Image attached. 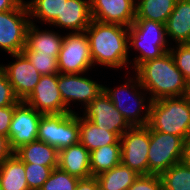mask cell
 <instances>
[{
    "label": "cell",
    "mask_w": 190,
    "mask_h": 190,
    "mask_svg": "<svg viewBox=\"0 0 190 190\" xmlns=\"http://www.w3.org/2000/svg\"><path fill=\"white\" fill-rule=\"evenodd\" d=\"M128 27L103 23L92 19L85 30L90 44L93 66L101 65L122 69L130 65L128 46Z\"/></svg>",
    "instance_id": "cell-1"
},
{
    "label": "cell",
    "mask_w": 190,
    "mask_h": 190,
    "mask_svg": "<svg viewBox=\"0 0 190 190\" xmlns=\"http://www.w3.org/2000/svg\"><path fill=\"white\" fill-rule=\"evenodd\" d=\"M86 73H58V88L61 93L62 100L67 110L75 112L71 109V102L81 104L85 109L94 99H96L104 90V85L92 80L91 77L85 76ZM84 74V75H83ZM91 78V79H90Z\"/></svg>",
    "instance_id": "cell-11"
},
{
    "label": "cell",
    "mask_w": 190,
    "mask_h": 190,
    "mask_svg": "<svg viewBox=\"0 0 190 190\" xmlns=\"http://www.w3.org/2000/svg\"><path fill=\"white\" fill-rule=\"evenodd\" d=\"M25 3L30 23L35 24V21L40 20L38 23L42 21L43 24L50 25L55 19H62V0H30Z\"/></svg>",
    "instance_id": "cell-27"
},
{
    "label": "cell",
    "mask_w": 190,
    "mask_h": 190,
    "mask_svg": "<svg viewBox=\"0 0 190 190\" xmlns=\"http://www.w3.org/2000/svg\"><path fill=\"white\" fill-rule=\"evenodd\" d=\"M23 163H35L50 168L58 167L59 151L43 141H33L14 152Z\"/></svg>",
    "instance_id": "cell-21"
},
{
    "label": "cell",
    "mask_w": 190,
    "mask_h": 190,
    "mask_svg": "<svg viewBox=\"0 0 190 190\" xmlns=\"http://www.w3.org/2000/svg\"><path fill=\"white\" fill-rule=\"evenodd\" d=\"M14 62L0 67L5 71L16 97L24 101L38 84L41 74L23 53L10 55Z\"/></svg>",
    "instance_id": "cell-15"
},
{
    "label": "cell",
    "mask_w": 190,
    "mask_h": 190,
    "mask_svg": "<svg viewBox=\"0 0 190 190\" xmlns=\"http://www.w3.org/2000/svg\"><path fill=\"white\" fill-rule=\"evenodd\" d=\"M127 190H163L158 174L139 175Z\"/></svg>",
    "instance_id": "cell-34"
},
{
    "label": "cell",
    "mask_w": 190,
    "mask_h": 190,
    "mask_svg": "<svg viewBox=\"0 0 190 190\" xmlns=\"http://www.w3.org/2000/svg\"><path fill=\"white\" fill-rule=\"evenodd\" d=\"M188 97L190 98V84H189Z\"/></svg>",
    "instance_id": "cell-40"
},
{
    "label": "cell",
    "mask_w": 190,
    "mask_h": 190,
    "mask_svg": "<svg viewBox=\"0 0 190 190\" xmlns=\"http://www.w3.org/2000/svg\"><path fill=\"white\" fill-rule=\"evenodd\" d=\"M33 64L41 75L58 74V57L52 55L38 54L36 52H22Z\"/></svg>",
    "instance_id": "cell-31"
},
{
    "label": "cell",
    "mask_w": 190,
    "mask_h": 190,
    "mask_svg": "<svg viewBox=\"0 0 190 190\" xmlns=\"http://www.w3.org/2000/svg\"><path fill=\"white\" fill-rule=\"evenodd\" d=\"M36 23H30L26 33V46L22 52H36L38 54L58 57L64 36L60 32L49 29L40 30Z\"/></svg>",
    "instance_id": "cell-18"
},
{
    "label": "cell",
    "mask_w": 190,
    "mask_h": 190,
    "mask_svg": "<svg viewBox=\"0 0 190 190\" xmlns=\"http://www.w3.org/2000/svg\"><path fill=\"white\" fill-rule=\"evenodd\" d=\"M131 76H129L130 78L128 77V79H126L127 81L124 82V84L122 83L121 86L119 85L111 89L105 85L104 91L109 96L116 109L120 111L132 127L147 126L152 100L146 97L147 95L145 94L148 92L142 87L138 76L136 74L135 76L134 74ZM127 96H130L128 97L129 100ZM127 101H129V104ZM130 101L134 102L130 103Z\"/></svg>",
    "instance_id": "cell-5"
},
{
    "label": "cell",
    "mask_w": 190,
    "mask_h": 190,
    "mask_svg": "<svg viewBox=\"0 0 190 190\" xmlns=\"http://www.w3.org/2000/svg\"><path fill=\"white\" fill-rule=\"evenodd\" d=\"M121 164L138 175H149L148 149L150 129L147 126H134L120 137Z\"/></svg>",
    "instance_id": "cell-9"
},
{
    "label": "cell",
    "mask_w": 190,
    "mask_h": 190,
    "mask_svg": "<svg viewBox=\"0 0 190 190\" xmlns=\"http://www.w3.org/2000/svg\"><path fill=\"white\" fill-rule=\"evenodd\" d=\"M185 140L181 136L150 129L148 149L149 174L160 175L182 162Z\"/></svg>",
    "instance_id": "cell-7"
},
{
    "label": "cell",
    "mask_w": 190,
    "mask_h": 190,
    "mask_svg": "<svg viewBox=\"0 0 190 190\" xmlns=\"http://www.w3.org/2000/svg\"><path fill=\"white\" fill-rule=\"evenodd\" d=\"M147 127L162 133L190 138V98L164 97L151 102Z\"/></svg>",
    "instance_id": "cell-4"
},
{
    "label": "cell",
    "mask_w": 190,
    "mask_h": 190,
    "mask_svg": "<svg viewBox=\"0 0 190 190\" xmlns=\"http://www.w3.org/2000/svg\"><path fill=\"white\" fill-rule=\"evenodd\" d=\"M19 101L5 71L0 67V107L15 106Z\"/></svg>",
    "instance_id": "cell-33"
},
{
    "label": "cell",
    "mask_w": 190,
    "mask_h": 190,
    "mask_svg": "<svg viewBox=\"0 0 190 190\" xmlns=\"http://www.w3.org/2000/svg\"><path fill=\"white\" fill-rule=\"evenodd\" d=\"M1 190H29L25 176V163L14 153L0 163Z\"/></svg>",
    "instance_id": "cell-22"
},
{
    "label": "cell",
    "mask_w": 190,
    "mask_h": 190,
    "mask_svg": "<svg viewBox=\"0 0 190 190\" xmlns=\"http://www.w3.org/2000/svg\"><path fill=\"white\" fill-rule=\"evenodd\" d=\"M177 0H136L135 19L165 24Z\"/></svg>",
    "instance_id": "cell-25"
},
{
    "label": "cell",
    "mask_w": 190,
    "mask_h": 190,
    "mask_svg": "<svg viewBox=\"0 0 190 190\" xmlns=\"http://www.w3.org/2000/svg\"><path fill=\"white\" fill-rule=\"evenodd\" d=\"M166 35L175 44L190 43V0H177L165 23Z\"/></svg>",
    "instance_id": "cell-20"
},
{
    "label": "cell",
    "mask_w": 190,
    "mask_h": 190,
    "mask_svg": "<svg viewBox=\"0 0 190 190\" xmlns=\"http://www.w3.org/2000/svg\"><path fill=\"white\" fill-rule=\"evenodd\" d=\"M13 154L14 151L11 149L9 138L0 135V163Z\"/></svg>",
    "instance_id": "cell-37"
},
{
    "label": "cell",
    "mask_w": 190,
    "mask_h": 190,
    "mask_svg": "<svg viewBox=\"0 0 190 190\" xmlns=\"http://www.w3.org/2000/svg\"><path fill=\"white\" fill-rule=\"evenodd\" d=\"M57 61L61 74L85 73L95 68L86 33H67L66 36L64 35Z\"/></svg>",
    "instance_id": "cell-10"
},
{
    "label": "cell",
    "mask_w": 190,
    "mask_h": 190,
    "mask_svg": "<svg viewBox=\"0 0 190 190\" xmlns=\"http://www.w3.org/2000/svg\"><path fill=\"white\" fill-rule=\"evenodd\" d=\"M91 21L90 0H62V19H55L50 25L80 33L85 32Z\"/></svg>",
    "instance_id": "cell-17"
},
{
    "label": "cell",
    "mask_w": 190,
    "mask_h": 190,
    "mask_svg": "<svg viewBox=\"0 0 190 190\" xmlns=\"http://www.w3.org/2000/svg\"><path fill=\"white\" fill-rule=\"evenodd\" d=\"M138 176L129 167L119 164L97 175L96 178L99 183V190H127Z\"/></svg>",
    "instance_id": "cell-26"
},
{
    "label": "cell",
    "mask_w": 190,
    "mask_h": 190,
    "mask_svg": "<svg viewBox=\"0 0 190 190\" xmlns=\"http://www.w3.org/2000/svg\"><path fill=\"white\" fill-rule=\"evenodd\" d=\"M58 167L79 179L92 176L90 170V152L80 142L61 149L58 155Z\"/></svg>",
    "instance_id": "cell-19"
},
{
    "label": "cell",
    "mask_w": 190,
    "mask_h": 190,
    "mask_svg": "<svg viewBox=\"0 0 190 190\" xmlns=\"http://www.w3.org/2000/svg\"><path fill=\"white\" fill-rule=\"evenodd\" d=\"M53 169L35 163H25V176L29 190H40Z\"/></svg>",
    "instance_id": "cell-30"
},
{
    "label": "cell",
    "mask_w": 190,
    "mask_h": 190,
    "mask_svg": "<svg viewBox=\"0 0 190 190\" xmlns=\"http://www.w3.org/2000/svg\"><path fill=\"white\" fill-rule=\"evenodd\" d=\"M78 112L43 114L40 118L37 138L58 151L79 143Z\"/></svg>",
    "instance_id": "cell-6"
},
{
    "label": "cell",
    "mask_w": 190,
    "mask_h": 190,
    "mask_svg": "<svg viewBox=\"0 0 190 190\" xmlns=\"http://www.w3.org/2000/svg\"><path fill=\"white\" fill-rule=\"evenodd\" d=\"M170 54L173 57L177 69L190 84V43L173 44L170 46Z\"/></svg>",
    "instance_id": "cell-32"
},
{
    "label": "cell",
    "mask_w": 190,
    "mask_h": 190,
    "mask_svg": "<svg viewBox=\"0 0 190 190\" xmlns=\"http://www.w3.org/2000/svg\"><path fill=\"white\" fill-rule=\"evenodd\" d=\"M79 142L84 145L89 152L104 145L115 144L120 138L114 133L98 127L83 116H79Z\"/></svg>",
    "instance_id": "cell-23"
},
{
    "label": "cell",
    "mask_w": 190,
    "mask_h": 190,
    "mask_svg": "<svg viewBox=\"0 0 190 190\" xmlns=\"http://www.w3.org/2000/svg\"><path fill=\"white\" fill-rule=\"evenodd\" d=\"M78 181L79 178L57 167L53 169L40 190H75Z\"/></svg>",
    "instance_id": "cell-29"
},
{
    "label": "cell",
    "mask_w": 190,
    "mask_h": 190,
    "mask_svg": "<svg viewBox=\"0 0 190 190\" xmlns=\"http://www.w3.org/2000/svg\"><path fill=\"white\" fill-rule=\"evenodd\" d=\"M136 0H90L92 19L129 27L135 19Z\"/></svg>",
    "instance_id": "cell-16"
},
{
    "label": "cell",
    "mask_w": 190,
    "mask_h": 190,
    "mask_svg": "<svg viewBox=\"0 0 190 190\" xmlns=\"http://www.w3.org/2000/svg\"><path fill=\"white\" fill-rule=\"evenodd\" d=\"M75 190H99V183L95 176L79 179Z\"/></svg>",
    "instance_id": "cell-36"
},
{
    "label": "cell",
    "mask_w": 190,
    "mask_h": 190,
    "mask_svg": "<svg viewBox=\"0 0 190 190\" xmlns=\"http://www.w3.org/2000/svg\"><path fill=\"white\" fill-rule=\"evenodd\" d=\"M57 84L58 74L41 75L38 84L24 102L42 114L70 113Z\"/></svg>",
    "instance_id": "cell-14"
},
{
    "label": "cell",
    "mask_w": 190,
    "mask_h": 190,
    "mask_svg": "<svg viewBox=\"0 0 190 190\" xmlns=\"http://www.w3.org/2000/svg\"><path fill=\"white\" fill-rule=\"evenodd\" d=\"M24 0H0V12L16 9Z\"/></svg>",
    "instance_id": "cell-38"
},
{
    "label": "cell",
    "mask_w": 190,
    "mask_h": 190,
    "mask_svg": "<svg viewBox=\"0 0 190 190\" xmlns=\"http://www.w3.org/2000/svg\"><path fill=\"white\" fill-rule=\"evenodd\" d=\"M135 73L142 87L154 101L164 97L188 95L189 83L177 69L170 52L142 63Z\"/></svg>",
    "instance_id": "cell-2"
},
{
    "label": "cell",
    "mask_w": 190,
    "mask_h": 190,
    "mask_svg": "<svg viewBox=\"0 0 190 190\" xmlns=\"http://www.w3.org/2000/svg\"><path fill=\"white\" fill-rule=\"evenodd\" d=\"M29 24L25 0L16 9L0 12V49L9 55L22 53Z\"/></svg>",
    "instance_id": "cell-8"
},
{
    "label": "cell",
    "mask_w": 190,
    "mask_h": 190,
    "mask_svg": "<svg viewBox=\"0 0 190 190\" xmlns=\"http://www.w3.org/2000/svg\"><path fill=\"white\" fill-rule=\"evenodd\" d=\"M14 106L0 107V135L8 137Z\"/></svg>",
    "instance_id": "cell-35"
},
{
    "label": "cell",
    "mask_w": 190,
    "mask_h": 190,
    "mask_svg": "<svg viewBox=\"0 0 190 190\" xmlns=\"http://www.w3.org/2000/svg\"><path fill=\"white\" fill-rule=\"evenodd\" d=\"M163 190H190V167L177 163L160 175Z\"/></svg>",
    "instance_id": "cell-28"
},
{
    "label": "cell",
    "mask_w": 190,
    "mask_h": 190,
    "mask_svg": "<svg viewBox=\"0 0 190 190\" xmlns=\"http://www.w3.org/2000/svg\"><path fill=\"white\" fill-rule=\"evenodd\" d=\"M182 162L190 167V138L185 141Z\"/></svg>",
    "instance_id": "cell-39"
},
{
    "label": "cell",
    "mask_w": 190,
    "mask_h": 190,
    "mask_svg": "<svg viewBox=\"0 0 190 190\" xmlns=\"http://www.w3.org/2000/svg\"><path fill=\"white\" fill-rule=\"evenodd\" d=\"M121 164L120 139L115 144L104 145L90 152V170L97 176Z\"/></svg>",
    "instance_id": "cell-24"
},
{
    "label": "cell",
    "mask_w": 190,
    "mask_h": 190,
    "mask_svg": "<svg viewBox=\"0 0 190 190\" xmlns=\"http://www.w3.org/2000/svg\"><path fill=\"white\" fill-rule=\"evenodd\" d=\"M128 29L129 51L132 48L139 53L130 61V67L134 69L132 71L148 60L162 57L169 52V45L173 44L172 42L169 44L165 24L160 22L134 19Z\"/></svg>",
    "instance_id": "cell-3"
},
{
    "label": "cell",
    "mask_w": 190,
    "mask_h": 190,
    "mask_svg": "<svg viewBox=\"0 0 190 190\" xmlns=\"http://www.w3.org/2000/svg\"><path fill=\"white\" fill-rule=\"evenodd\" d=\"M42 115L24 101H19L14 106L8 132L10 146L14 152L21 146L38 140V127Z\"/></svg>",
    "instance_id": "cell-12"
},
{
    "label": "cell",
    "mask_w": 190,
    "mask_h": 190,
    "mask_svg": "<svg viewBox=\"0 0 190 190\" xmlns=\"http://www.w3.org/2000/svg\"><path fill=\"white\" fill-rule=\"evenodd\" d=\"M81 115L96 126L114 132L119 138L132 127L116 109L104 90L84 109Z\"/></svg>",
    "instance_id": "cell-13"
}]
</instances>
